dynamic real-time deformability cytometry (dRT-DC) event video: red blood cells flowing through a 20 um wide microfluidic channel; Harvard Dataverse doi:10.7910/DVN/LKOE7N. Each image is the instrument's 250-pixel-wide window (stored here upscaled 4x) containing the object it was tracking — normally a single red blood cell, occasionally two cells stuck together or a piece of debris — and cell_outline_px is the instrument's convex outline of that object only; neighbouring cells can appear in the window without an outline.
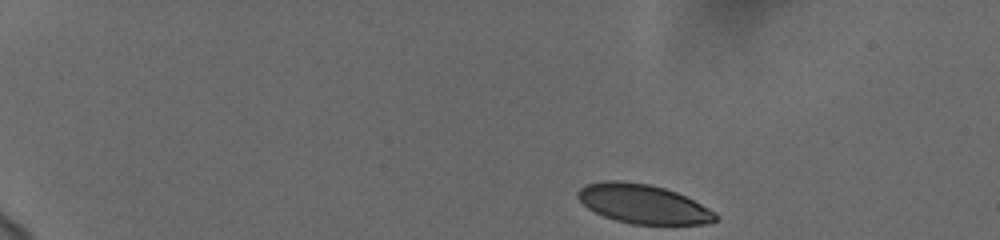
{"species": "human", "species_latin": "Homo sapiens", "temperature_condition": "cold", "stored_images_in_passage": 48, "camera_frame_rate_fps": 3000, "um_per_image_px": 0.085, "donor": {"sex": "female"}, "frame": {"image": 1, "passage_image": 1, "time_ms": 0.0, "image_size_px": [1000, 240], "cell_outline_px": [[716, 220], [708, 224], [632, 224], [616, 220], [604, 216], [588, 208], [576, 196], [576, 192], [580, 188], [588, 184], [604, 180], [620, 180], [648, 184], [664, 188], [676, 192], [716, 212]], "centroid_in_image_um": [54.64, 17.33], "position_along_channel_um": 30.4, "area_um2": 31.15}}
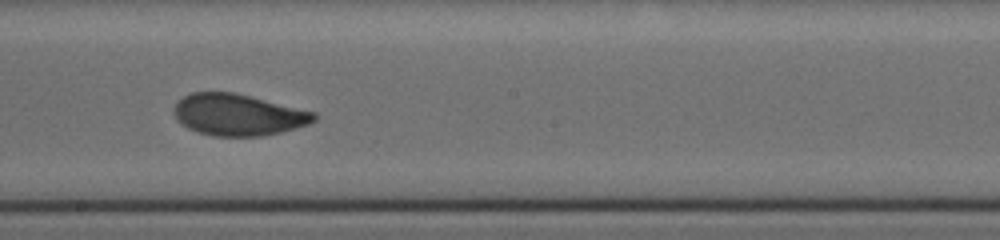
{"frame": {"image": 2, "passage_image": 26, "time_ms": 8.333, "image_size_px": [1000, 240], "cell_outline_px": [[316, 120], [308, 124], [296, 128], [264, 136], [212, 136], [196, 132], [188, 128], [176, 116], [176, 104], [184, 96], [192, 92], [236, 92], [316, 112]], "centroid_in_image_um": [20.3, 9.75], "position_along_channel_um": 227.9, "area_um2": 33.76}}
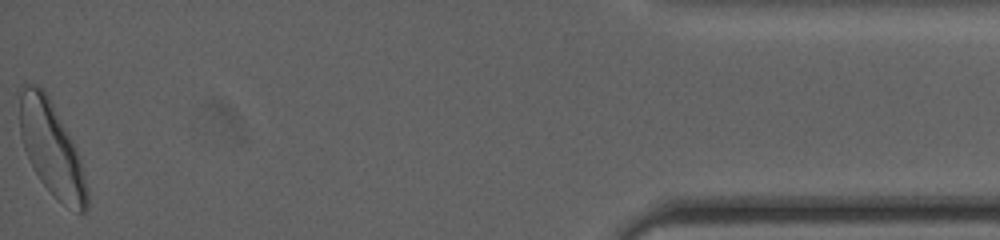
{"frame": {"image": 3, "passage_image": 48, "time_ms": 15.667, "image_size_px": [1000, 240], "cell_outline_px": [[88, 208], [84, 212], [76, 212], [60, 200], [40, 180], [24, 148], [20, 136], [20, 84], [32, 84], [44, 88], [72, 140], [80, 160], [88, 188]], "centroid_in_image_um": [4.38, 12.61], "position_along_channel_um": 430.8, "area_um2": 36.13}, "authors_computed_cell_mechanics": {"area_um2": 33.9575, "velocity_mm_per_s": 3.7139, "shape_relaxation_time_tau1_ms": 3.2511, "shape_relaxation_time_tau2_ms": 1.2735, "deformation_change_tau1": 0.1288, "deformation_change_tau2": 0.0596}}